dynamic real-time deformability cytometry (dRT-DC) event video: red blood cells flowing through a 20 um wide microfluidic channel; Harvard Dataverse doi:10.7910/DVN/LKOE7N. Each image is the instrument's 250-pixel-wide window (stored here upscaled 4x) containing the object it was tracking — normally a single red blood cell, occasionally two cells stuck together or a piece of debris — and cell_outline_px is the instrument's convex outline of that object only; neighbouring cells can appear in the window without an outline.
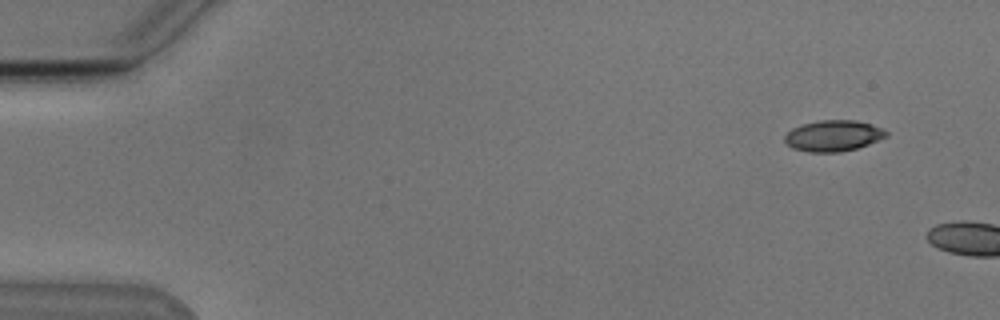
{"species": "Egyptian fruit bat (a non-hibernating species)", "species_latin": "Rousettus aegyptiacus", "temperature_condition": "cold", "stored_images_in_passage": 4, "camera_frame_rate_fps": 3000, "um_per_image_px": 0.085, "animal": {"sex": "male"}, "frame": {"image": 1, "passage_image": 1, "time_ms": 0.0, "image_size_px": [1000, 320], "cell_outline_px": [[888, 136], [868, 144], [856, 148], [840, 152], [808, 152], [792, 148], [784, 140], [784, 136], [792, 128], [804, 124], [820, 120], [856, 120], [872, 124], [888, 132]], "centroid_in_image_um": [70.83, 11.54], "position_along_channel_um": 14.2, "area_um2": 18.26}}